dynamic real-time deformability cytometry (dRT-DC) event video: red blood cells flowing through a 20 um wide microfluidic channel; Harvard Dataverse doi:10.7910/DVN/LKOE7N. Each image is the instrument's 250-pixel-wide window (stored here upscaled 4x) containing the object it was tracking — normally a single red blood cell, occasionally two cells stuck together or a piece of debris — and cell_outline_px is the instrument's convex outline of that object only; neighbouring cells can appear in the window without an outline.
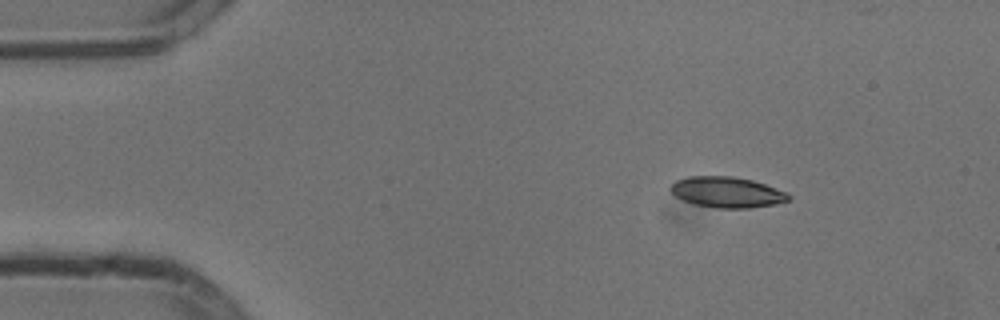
{"species": "common noctule bat (a hibernating species)", "species_latin": "Nyctalus noctula", "temperature_condition": "cold", "stored_images_in_passage": 47, "camera_frame_rate_fps": 3000, "um_per_image_px": 0.085, "animal": {"sex": "male", "body_mass_g": 13.3}, "frame": {"image": 1, "passage_image": 1, "time_ms": 0.0, "image_size_px": [1000, 320], "cell_outline_px": [[792, 196], [788, 200], [776, 204], [748, 208], [716, 208], [692, 204], [680, 200], [668, 188], [676, 180], [688, 176], [732, 176], [752, 180], [788, 192]], "centroid_in_image_um": [61.77, 16.34], "position_along_channel_um": 23.2, "area_um2": 21.33}}
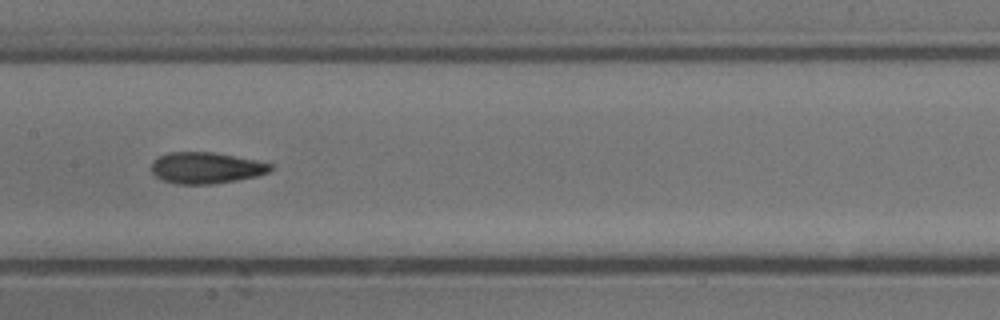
{"frame": {"image": 2, "passage_image": 20, "time_ms": 6.333, "image_size_px": [1000, 320], "cell_outline_px": [[272, 168], [268, 172], [256, 176], [236, 180], [212, 184], [176, 184], [164, 180], [156, 176], [152, 172], [152, 160], [156, 156], [168, 152], [212, 152], [256, 160], [272, 164]], "centroid_in_image_um": [17.47, 14.26], "position_along_channel_um": 189.9, "area_um2": 21.68}}
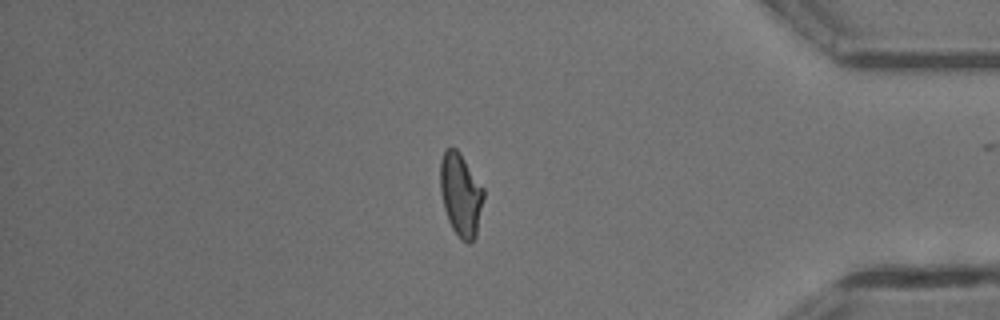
{"frame": {"image": 3, "passage_image": 39, "time_ms": 12.667, "image_size_px": [1000, 320], "cell_outline_px": [[484, 196], [476, 236], [472, 244], [468, 244], [460, 240], [452, 228], [448, 220], [444, 208], [440, 192], [440, 160], [444, 152], [448, 148], [456, 148], [460, 152], [484, 188]], "centroid_in_image_um": [39.16, 16.57], "position_along_channel_um": 396.0, "area_um2": 21.21}, "authors_computed_cell_mechanics": {"area_um2": 21.2704, "velocity_mm_per_s": 3.8006, "shape_relaxation_time_tau1_ms": 6.6662, "shape_relaxation_time_tau2_ms": 2.4073, "deformation_change_tau1": 0.1768, "deformation_change_tau2": 0.0802}}